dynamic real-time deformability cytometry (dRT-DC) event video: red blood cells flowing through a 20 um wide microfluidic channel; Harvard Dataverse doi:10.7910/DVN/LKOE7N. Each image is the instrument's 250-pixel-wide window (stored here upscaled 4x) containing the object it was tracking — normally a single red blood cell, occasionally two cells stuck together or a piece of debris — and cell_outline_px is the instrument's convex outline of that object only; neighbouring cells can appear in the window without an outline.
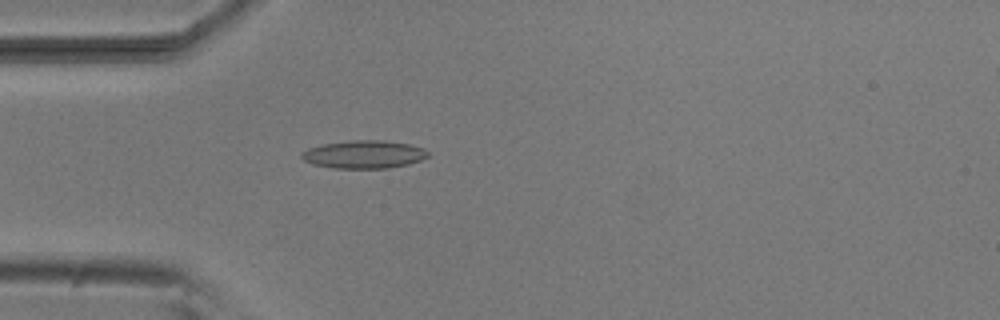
{"species": "common noctule bat (a hibernating species)", "species_latin": "Nyctalus noctula", "temperature_condition": "room temperature", "stored_images_in_passage": 31, "camera_frame_rate_fps": 3000, "um_per_image_px": 0.085, "animal": {"sex": "male", "body_mass_g": 20.5, "forearm_length_mm": 52.5}, "frame": {"image": 1, "passage_image": 4, "time_ms": 1.0, "image_size_px": [1000, 320], "cell_outline_px": [[428, 156], [420, 160], [408, 164], [388, 168], [332, 168], [312, 164], [304, 160], [300, 156], [300, 152], [308, 148], [324, 144], [352, 140], [384, 140], [408, 144], [424, 148], [428, 152]], "centroid_in_image_um": [30.91, 13.12], "position_along_channel_um": 54.1, "area_um2": 20.58}}
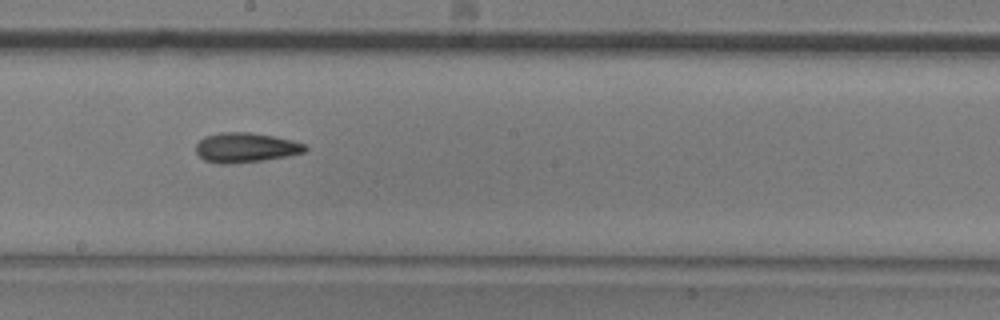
{"frame": {"image": 2, "passage_image": 18, "time_ms": 5.667, "image_size_px": [1000, 320], "cell_outline_px": [[308, 148], [304, 152], [288, 156], [264, 160], [228, 164], [220, 164], [204, 160], [196, 152], [196, 144], [204, 136], [220, 132], [252, 132], [292, 140], [304, 144]], "centroid_in_image_um": [20.86, 12.54], "position_along_channel_um": 227.3, "area_um2": 18.96}}
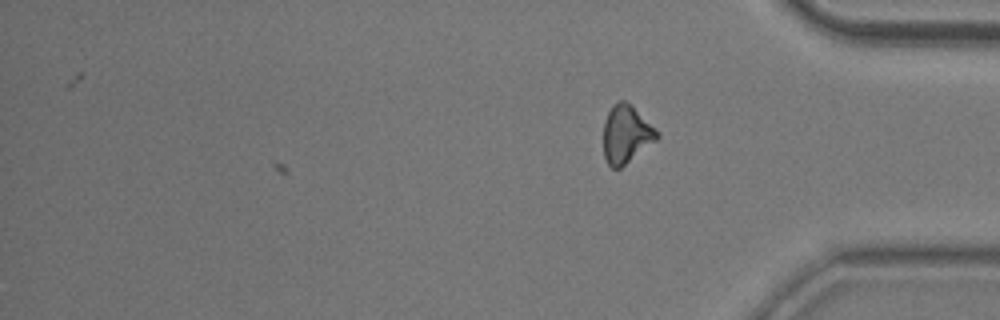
{"frame": {"image": 3, "passage_image": 31, "time_ms": 10.0, "image_size_px": [1000, 320], "cell_outline_px": [[660, 136], [656, 140], [620, 168], [612, 168], [608, 164], [604, 156], [604, 120], [612, 104], [616, 100], [624, 100], [632, 104], [660, 132]], "centroid_in_image_um": [53.23, 11.36], "position_along_channel_um": 382.0, "area_um2": 18.21}, "authors_computed_cell_mechanics": {"area_um2": 18.3804, "velocity_mm_per_s": 3.8122, "shape_relaxation_time_tau1_ms": 6.6412, "shape_relaxation_time_tau2_ms": 6.9406, "deformation_change_tau1": 0.1739, "deformation_change_tau2": 0.1878}}